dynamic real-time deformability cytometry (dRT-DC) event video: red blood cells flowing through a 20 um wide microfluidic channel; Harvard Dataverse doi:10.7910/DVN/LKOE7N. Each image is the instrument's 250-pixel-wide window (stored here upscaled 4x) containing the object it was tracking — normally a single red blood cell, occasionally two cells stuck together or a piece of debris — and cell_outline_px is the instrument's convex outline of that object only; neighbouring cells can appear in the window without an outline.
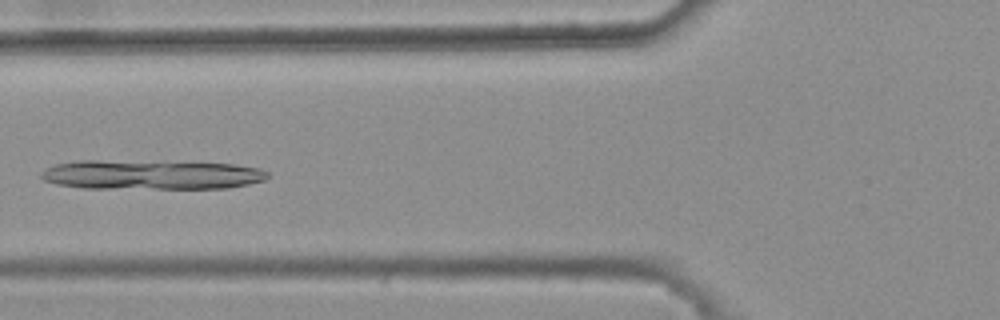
{"species": "common noctule bat (a hibernating species)", "species_latin": "Nyctalus noctula", "temperature_condition": "warm", "stored_images_in_passage": 45, "camera_frame_rate_fps": 3000, "um_per_image_px": 0.085, "animal": {"sex": "female", "body_mass_g": 25.1}, "frame": {"image": 1, "passage_image": 20, "time_ms": 6.333, "image_size_px": [1000, 320], "cell_outline_px": [[268, 176], [264, 180], [248, 184], [228, 188], [84, 188], [56, 184], [44, 180], [40, 176], [40, 172], [44, 168], [56, 164], [76, 160], [100, 160], [232, 164], [260, 168], [268, 172]], "centroid_in_image_um": [12.79, 14.85], "position_along_channel_um": 113.0, "area_um2": 38.84}}
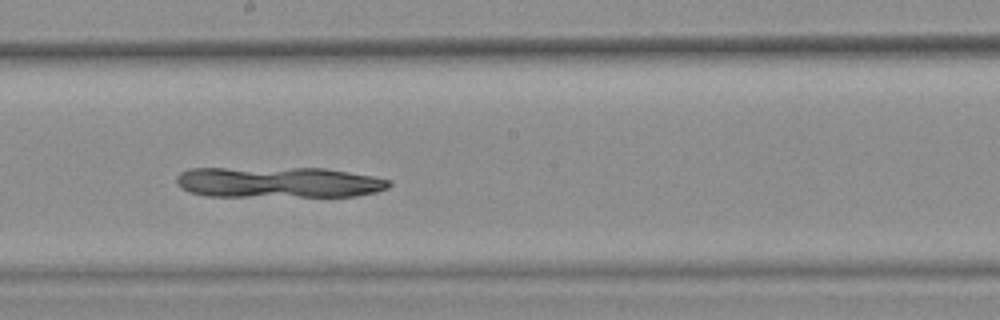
{"frame": {"image": 2, "passage_image": 29, "time_ms": 9.333, "image_size_px": [1000, 320], "cell_outline_px": [[392, 184], [388, 188], [376, 192], [356, 196], [208, 196], [188, 192], [180, 188], [176, 184], [176, 176], [180, 172], [188, 168], [324, 168], [372, 176], [392, 180]], "centroid_in_image_um": [23.64, 15.49], "position_along_channel_um": 224.6, "area_um2": 38.55}}
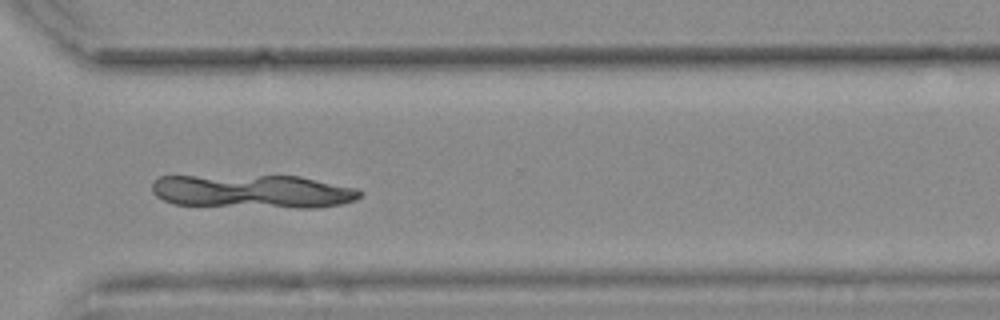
{"frame": {"image": 3, "passage_image": 39, "time_ms": 12.667, "image_size_px": [1000, 320], "cell_outline_px": [[364, 192], [356, 200], [340, 204], [316, 208], [296, 208], [172, 204], [156, 196], [152, 192], [152, 180], [160, 176], [300, 176], [356, 188]], "centroid_in_image_um": [21.49, 16.27], "position_along_channel_um": 349.1, "area_um2": 40.81}}